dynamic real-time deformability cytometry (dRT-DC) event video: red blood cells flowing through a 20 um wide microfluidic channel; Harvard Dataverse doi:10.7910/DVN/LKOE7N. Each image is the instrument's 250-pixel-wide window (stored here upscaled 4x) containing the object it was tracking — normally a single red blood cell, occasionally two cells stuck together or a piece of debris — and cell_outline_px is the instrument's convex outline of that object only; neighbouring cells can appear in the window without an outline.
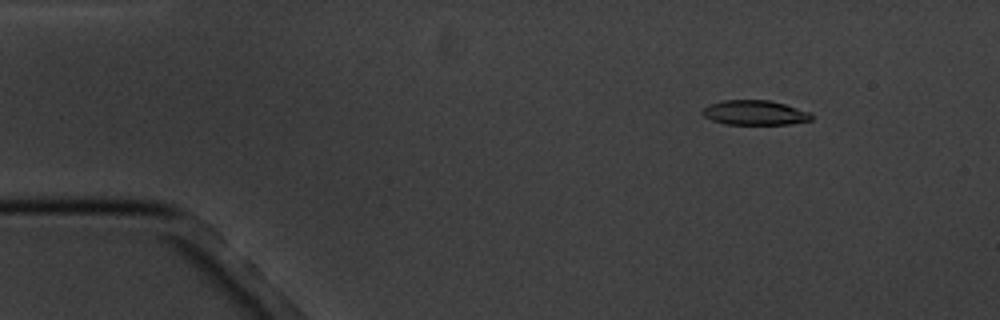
{"species": "common noctule bat (a hibernating species)", "species_latin": "Nyctalus noctula", "temperature_condition": "cold", "stored_images_in_passage": 6, "camera_frame_rate_fps": 3000, "um_per_image_px": 0.085, "animal": {"sex": "male", "body_mass_g": 20.1, "forearm_length_mm": 53.5}, "frame": {"image": 1, "passage_image": 2, "time_ms": 1.333, "image_size_px": [1000, 320], "cell_outline_px": [[812, 120], [788, 124], [724, 124], [712, 120], [704, 116], [700, 112], [708, 104], [720, 100], [768, 100], [784, 104], [812, 112]], "centroid_in_image_um": [64.14, 9.57], "position_along_channel_um": 20.9, "area_um2": 15.78}}
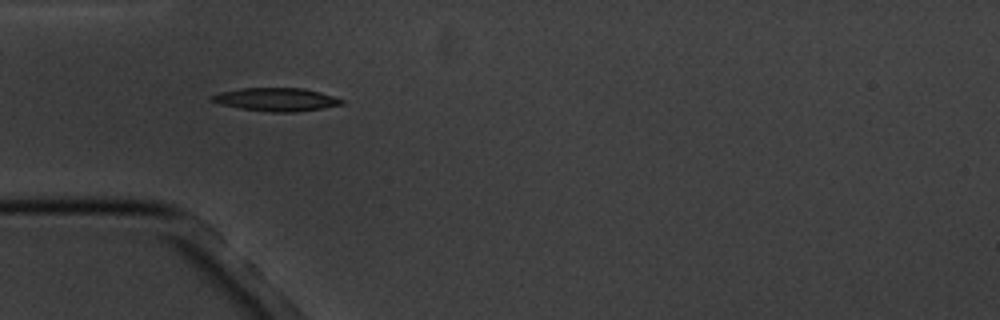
{"frame": {"image": 2, "passage_image": 5, "time_ms": 4.667, "image_size_px": [1000, 320], "cell_outline_px": [[344, 104], [296, 112], [272, 112], [240, 108], [220, 104], [212, 100], [208, 96], [220, 92], [240, 88], [304, 88], [320, 92], [344, 100]], "centroid_in_image_um": [23.46, 8.45], "position_along_channel_um": 61.5, "area_um2": 17.46}}
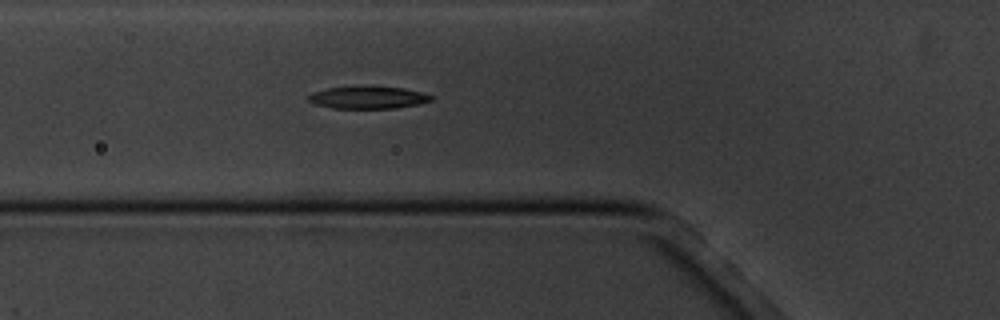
{"frame": {"image": 3, "passage_image": 6, "time_ms": 5.667, "image_size_px": [1000, 320], "cell_outline_px": [[432, 100], [416, 104], [396, 108], [332, 108], [316, 104], [308, 100], [308, 96], [312, 92], [328, 88], [364, 84], [372, 84], [404, 88], [420, 92], [432, 96]], "centroid_in_image_um": [31.25, 8.24], "position_along_channel_um": 94.6, "area_um2": 16.42}}